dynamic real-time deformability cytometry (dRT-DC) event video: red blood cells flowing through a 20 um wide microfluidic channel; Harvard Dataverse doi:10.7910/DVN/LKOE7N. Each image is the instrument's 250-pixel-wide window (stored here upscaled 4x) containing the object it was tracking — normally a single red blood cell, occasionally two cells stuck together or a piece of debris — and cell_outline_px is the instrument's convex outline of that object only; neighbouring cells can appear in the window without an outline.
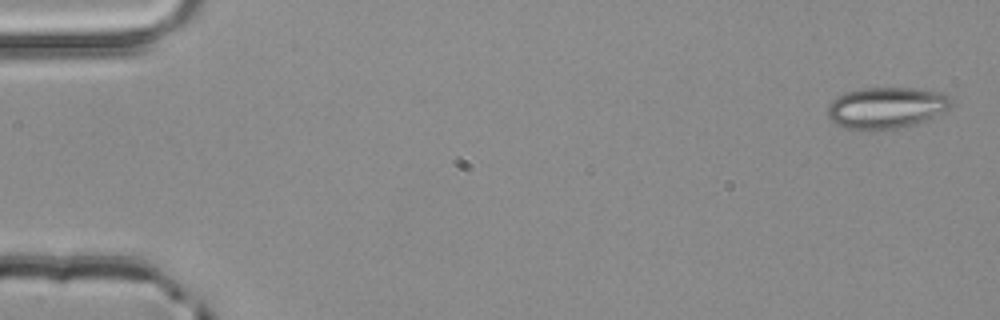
{"species": "common noctule bat (a hibernating species)", "species_latin": "Nyctalus noctula", "temperature_condition": "room temperature", "stored_images_in_passage": 4, "camera_frame_rate_fps": 3000, "um_per_image_px": 0.085, "animal": {"sex": "male", "body_mass_g": 20.4}, "frame": {"image": 1, "passage_image": 1, "time_ms": 0.0, "image_size_px": [1000, 320], "cell_outline_px": [[952, 100], [948, 108], [944, 112], [928, 120], [916, 124], [896, 128], [872, 132], [844, 128], [836, 124], [828, 116], [828, 104], [836, 96], [844, 92], [864, 88], [916, 88], [944, 92]], "centroid_in_image_um": [75.33, 9.17], "position_along_channel_um": 9.7, "area_um2": 30.4}}